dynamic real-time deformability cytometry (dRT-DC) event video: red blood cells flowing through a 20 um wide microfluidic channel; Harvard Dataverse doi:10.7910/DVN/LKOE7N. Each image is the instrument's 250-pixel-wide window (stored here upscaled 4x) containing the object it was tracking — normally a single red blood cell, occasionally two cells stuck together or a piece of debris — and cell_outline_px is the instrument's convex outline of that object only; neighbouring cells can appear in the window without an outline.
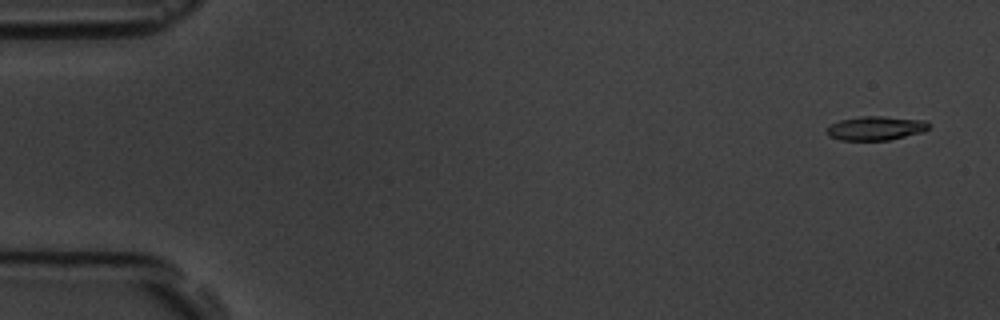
{"species": "common noctule bat (a hibernating species)", "species_latin": "Nyctalus noctula", "temperature_condition": "room temperature", "stored_images_in_passage": 5, "camera_frame_rate_fps": 3000, "um_per_image_px": 0.085, "animal": {"sex": "male", "body_mass_g": 19.5, "forearm_length_mm": 54.6}, "frame": {"image": 1, "passage_image": 1, "time_ms": 0.0, "image_size_px": [1000, 320], "cell_outline_px": [[928, 128], [924, 132], [888, 140], [840, 140], [832, 136], [828, 132], [828, 128], [832, 124], [840, 120], [860, 116], [880, 116], [924, 120], [928, 124]], "centroid_in_image_um": [74.47, 10.89], "position_along_channel_um": 10.5, "area_um2": 13.99}}